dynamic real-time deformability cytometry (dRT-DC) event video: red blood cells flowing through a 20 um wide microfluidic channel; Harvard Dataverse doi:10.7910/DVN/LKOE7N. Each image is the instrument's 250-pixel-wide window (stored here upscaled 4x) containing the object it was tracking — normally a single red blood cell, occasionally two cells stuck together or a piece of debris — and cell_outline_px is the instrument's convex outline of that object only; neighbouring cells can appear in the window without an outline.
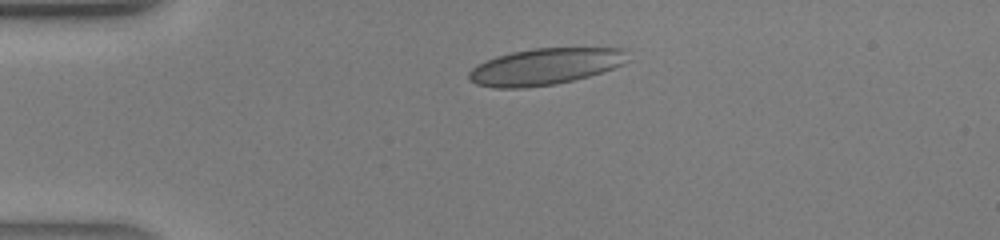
{"species": "human", "species_latin": "Homo sapiens", "temperature_condition": "warm", "stored_images_in_passage": 3, "camera_frame_rate_fps": 3000, "um_per_image_px": 0.085, "donor": {"sex": "male"}, "frame": {"image": 1, "passage_image": 1, "time_ms": 0.0, "image_size_px": [1000, 240], "cell_outline_px": [[632, 60], [624, 64], [588, 76], [556, 84], [524, 88], [496, 88], [476, 84], [468, 80], [468, 72], [476, 64], [496, 56], [512, 52], [532, 48], [628, 48]], "centroid_in_image_um": [46.37, 5.65], "position_along_channel_um": 38.6, "area_um2": 34.22}}